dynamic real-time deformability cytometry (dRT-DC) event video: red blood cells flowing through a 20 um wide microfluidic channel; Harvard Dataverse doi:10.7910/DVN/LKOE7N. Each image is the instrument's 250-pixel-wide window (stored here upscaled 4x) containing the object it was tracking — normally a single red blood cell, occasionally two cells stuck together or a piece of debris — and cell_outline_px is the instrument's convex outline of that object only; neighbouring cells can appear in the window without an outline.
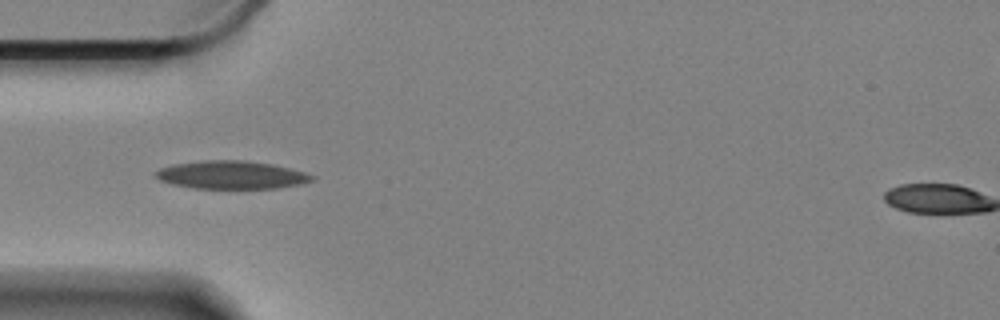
{"species": "Egyptian fruit bat (a non-hibernating species)", "species_latin": "Rousettus aegyptiacus", "temperature_condition": "cold", "stored_images_in_passage": 20, "camera_frame_rate_fps": 3000, "um_per_image_px": 0.085, "animal": {"sex": "female"}, "frame": {"image": 1, "passage_image": 1, "time_ms": 0.0, "image_size_px": [1000, 320], "cell_outline_px": [[316, 180], [300, 184], [276, 188], [192, 188], [172, 184], [160, 180], [152, 176], [152, 172], [160, 168], [172, 164], [200, 160], [244, 160], [272, 164], [304, 172], [316, 176]], "centroid_in_image_um": [19.62, 14.86], "position_along_channel_um": 65.4, "area_um2": 25.78}}
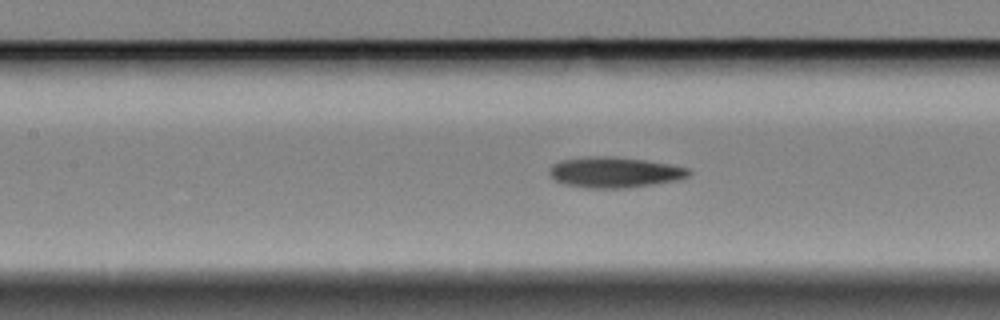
{"frame": {"image": 2, "passage_image": 9, "time_ms": 2.667, "image_size_px": [1000, 320], "cell_outline_px": [[692, 172], [688, 176], [680, 180], [624, 188], [584, 188], [564, 184], [556, 180], [548, 172], [552, 164], [560, 160], [588, 156], [608, 156], [644, 160], [668, 164], [688, 168]], "centroid_in_image_um": [52.22, 14.64], "position_along_channel_um": 155.2, "area_um2": 24.85}}
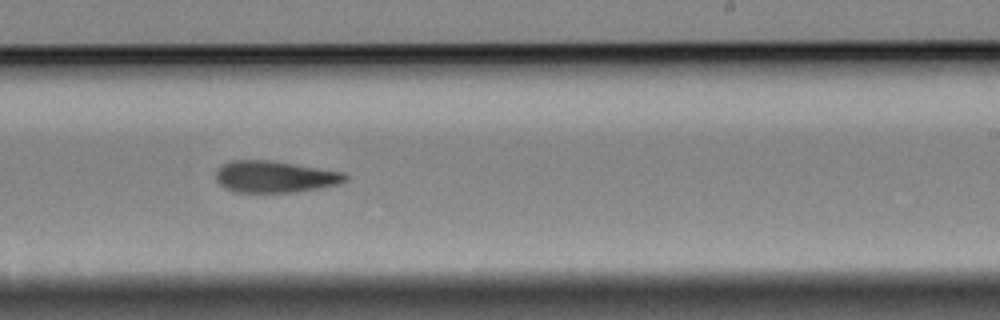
{"frame": {"image": 3, "passage_image": 19, "time_ms": 6.0, "image_size_px": [1000, 320], "cell_outline_px": [[348, 180], [340, 184], [320, 188], [296, 192], [232, 192], [224, 188], [216, 180], [216, 168], [232, 160], [268, 160], [344, 172], [348, 176]], "centroid_in_image_um": [23.36, 15.03], "position_along_channel_um": 265.6, "area_um2": 23.99}}